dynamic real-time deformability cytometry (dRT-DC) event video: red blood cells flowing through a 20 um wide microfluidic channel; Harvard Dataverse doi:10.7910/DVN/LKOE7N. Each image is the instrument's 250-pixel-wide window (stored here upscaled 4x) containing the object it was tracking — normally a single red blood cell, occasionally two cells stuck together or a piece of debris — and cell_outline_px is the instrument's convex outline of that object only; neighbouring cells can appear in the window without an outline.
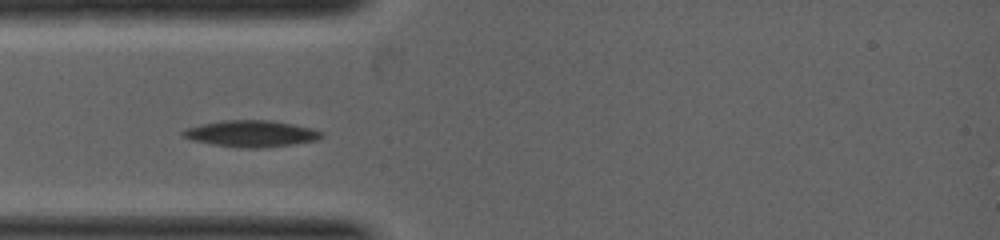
{"species": "common noctule bat (a hibernating species)", "species_latin": "Nyctalus noctula", "temperature_condition": "warm", "stored_images_in_passage": 4, "camera_frame_rate_fps": 5000, "um_per_image_px": 0.085, "animal": {"sex": "female", "body_mass_g": 19.0, "forearm_length_mm": 53.3}, "frame": {"image": 1, "passage_image": 3, "time_ms": 1.6, "image_size_px": [1000, 240], "cell_outline_px": [[324, 136], [316, 140], [292, 144], [260, 148], [248, 148], [212, 144], [192, 140], [180, 136], [180, 132], [184, 128], [200, 124], [220, 120], [268, 120], [292, 124], [312, 128], [324, 132]], "centroid_in_image_um": [21.3, 11.35], "position_along_channel_um": 63.7, "area_um2": 21.44}}
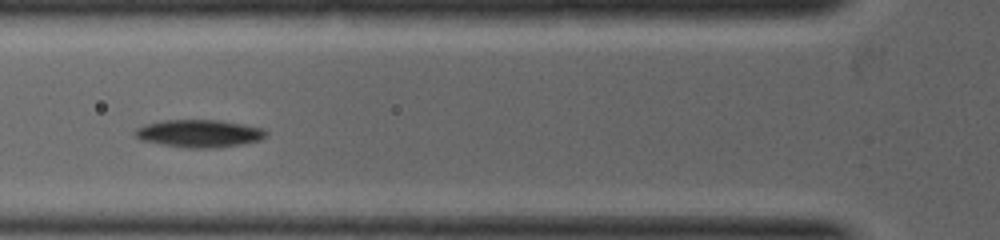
{"frame": {"image": 2, "passage_image": 4, "time_ms": 2.2, "image_size_px": [1000, 240], "cell_outline_px": [[268, 132], [260, 140], [244, 144], [216, 148], [184, 148], [140, 140], [132, 132], [136, 128], [144, 124], [160, 120], [220, 120], [244, 124], [260, 128]], "centroid_in_image_um": [16.89, 11.34], "position_along_channel_um": 108.9, "area_um2": 21.27}}